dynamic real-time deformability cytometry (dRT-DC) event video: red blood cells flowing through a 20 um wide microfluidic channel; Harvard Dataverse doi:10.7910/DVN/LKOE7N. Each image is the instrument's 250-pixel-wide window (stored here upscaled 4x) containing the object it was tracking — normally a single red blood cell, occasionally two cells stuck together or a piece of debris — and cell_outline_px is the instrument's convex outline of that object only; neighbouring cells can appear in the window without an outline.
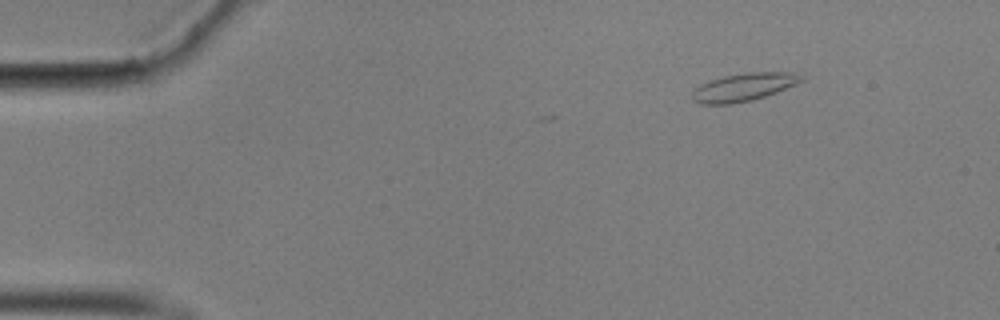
{"species": "common noctule bat (a hibernating species)", "species_latin": "Nyctalus noctula", "temperature_condition": "cold", "stored_images_in_passage": 5, "camera_frame_rate_fps": 3000, "um_per_image_px": 0.085, "animal": {"sex": "male", "body_mass_g": 17.9}, "frame": {"image": 1, "passage_image": 1, "time_ms": 0.0, "image_size_px": [1000, 320], "cell_outline_px": [[804, 80], [796, 84], [776, 92], [752, 100], [732, 104], [700, 104], [692, 100], [692, 92], [700, 84], [708, 80], [724, 76], [744, 72], [796, 72], [804, 76]], "centroid_in_image_um": [63.21, 7.39], "position_along_channel_um": 21.8, "area_um2": 17.92}}